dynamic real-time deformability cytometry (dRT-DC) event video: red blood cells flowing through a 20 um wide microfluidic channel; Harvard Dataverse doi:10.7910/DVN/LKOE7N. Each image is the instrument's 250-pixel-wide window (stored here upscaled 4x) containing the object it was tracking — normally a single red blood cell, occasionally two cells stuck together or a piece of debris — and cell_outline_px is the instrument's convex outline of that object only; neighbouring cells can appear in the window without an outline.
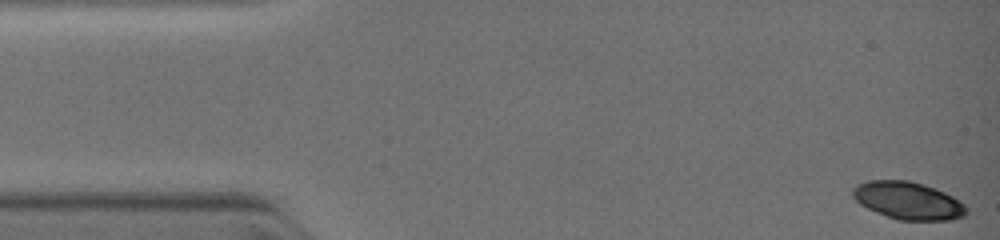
{"species": "common noctule bat (a hibernating species)", "species_latin": "Nyctalus noctula", "temperature_condition": "warm", "stored_images_in_passage": 7, "camera_frame_rate_fps": 3000, "um_per_image_px": 0.085, "animal": {"sex": "female", "body_mass_g": 19.0, "forearm_length_mm": 51.5}, "frame": {"image": 1, "passage_image": 1, "time_ms": 0.0, "image_size_px": [1000, 240], "cell_outline_px": [[968, 212], [964, 216], [948, 220], [896, 220], [876, 212], [860, 204], [852, 196], [852, 188], [860, 184], [872, 180], [908, 180], [944, 192], [952, 196], [964, 204], [968, 208]], "centroid_in_image_um": [77.19, 17.07], "position_along_channel_um": 7.8, "area_um2": 24.62}}
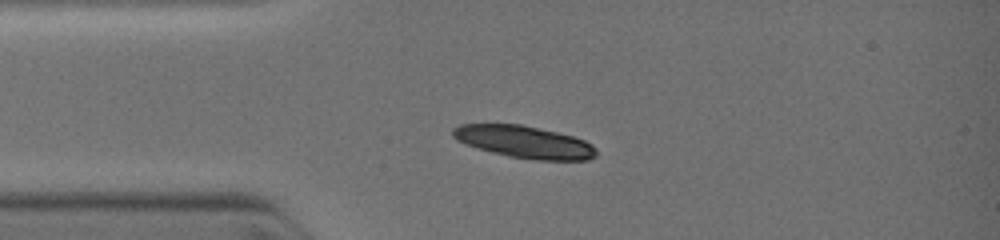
{"frame": {"image": 2, "passage_image": 5, "time_ms": 2.667, "image_size_px": [1000, 240], "cell_outline_px": [[596, 156], [588, 160], [536, 160], [508, 156], [476, 148], [452, 136], [452, 128], [460, 124], [520, 124], [556, 132], [572, 136], [584, 140], [592, 144], [596, 152]], "centroid_in_image_um": [44.57, 12.07], "position_along_channel_um": 40.4, "area_um2": 26.7}}
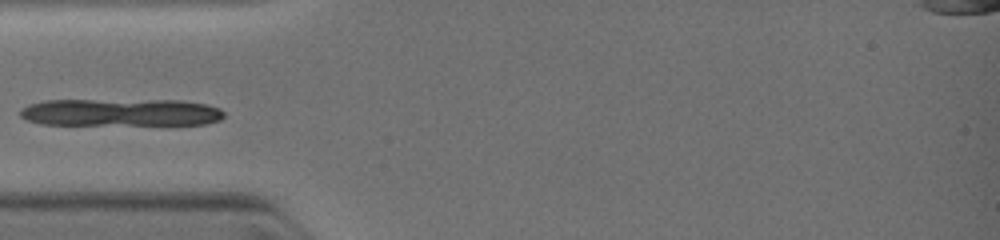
{"frame": {"image": 3, "passage_image": 7, "time_ms": 3.667, "image_size_px": [1000, 240], "cell_outline_px": [[224, 116], [220, 120], [204, 124], [40, 124], [28, 120], [20, 116], [20, 112], [28, 104], [44, 100], [180, 100], [208, 104], [220, 108], [224, 112]], "centroid_in_image_um": [10.29, 9.54], "position_along_channel_um": 74.7, "area_um2": 32.54}}